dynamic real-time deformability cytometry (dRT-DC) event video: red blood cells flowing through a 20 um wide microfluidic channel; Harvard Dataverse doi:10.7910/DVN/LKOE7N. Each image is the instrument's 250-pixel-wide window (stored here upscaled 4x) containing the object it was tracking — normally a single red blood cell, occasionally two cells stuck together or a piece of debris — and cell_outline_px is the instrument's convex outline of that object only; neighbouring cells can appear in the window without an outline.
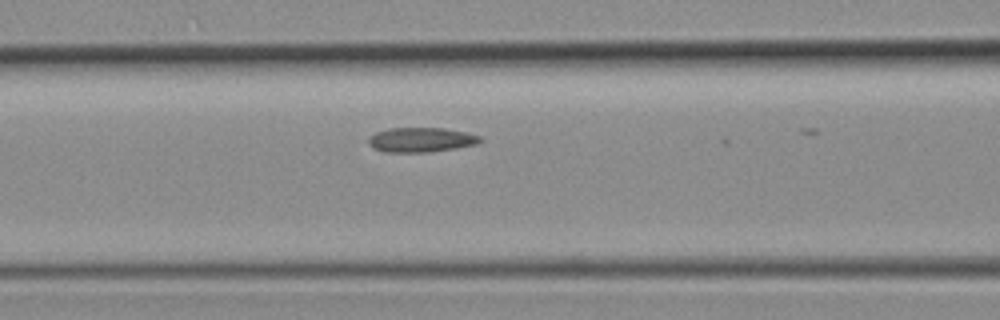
{"species": "common noctule bat (a hibernating species)", "species_latin": "Nyctalus noctula", "temperature_condition": "room temperature", "stored_images_in_passage": 10, "camera_frame_rate_fps": 3000, "um_per_image_px": 0.085, "animal": {"sex": "female", "body_mass_g": 19.3, "forearm_length_mm": 54.1}, "frame": {"image": 1, "passage_image": 8, "time_ms": 2.333, "image_size_px": [1000, 320], "cell_outline_px": [[484, 140], [476, 144], [456, 148], [428, 152], [384, 152], [372, 148], [368, 144], [368, 136], [376, 132], [388, 128], [444, 128], [464, 132], [480, 136]], "centroid_in_image_um": [35.75, 11.88], "position_along_channel_um": 130.9, "area_um2": 16.13}}